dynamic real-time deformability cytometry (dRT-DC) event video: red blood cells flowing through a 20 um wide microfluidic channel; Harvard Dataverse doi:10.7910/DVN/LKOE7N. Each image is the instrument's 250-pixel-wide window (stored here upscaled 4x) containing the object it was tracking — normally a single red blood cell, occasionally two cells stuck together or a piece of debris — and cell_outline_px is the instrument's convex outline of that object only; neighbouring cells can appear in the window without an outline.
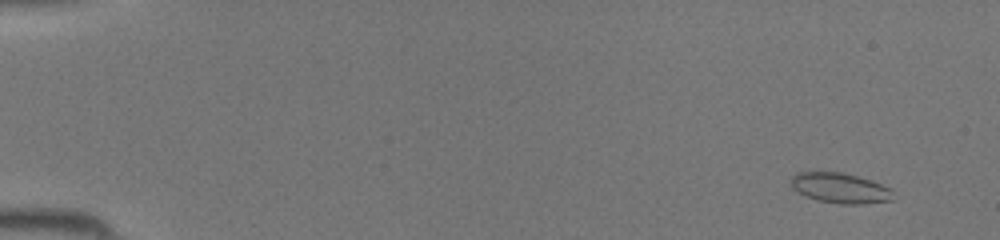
{"species": "common noctule bat (a hibernating species)", "species_latin": "Nyctalus noctula", "temperature_condition": "room temperature", "stored_images_in_passage": 46, "camera_frame_rate_fps": 3000, "um_per_image_px": 0.085, "animal": {"sex": "female", "body_mass_g": 19.5, "forearm_length_mm": 54.1}, "frame": {"image": 1, "passage_image": 4, "time_ms": 1.0, "image_size_px": [1000, 240], "cell_outline_px": [[892, 200], [860, 204], [840, 204], [820, 200], [808, 196], [792, 188], [792, 176], [796, 172], [840, 172], [872, 180], [892, 188]], "centroid_in_image_um": [71.45, 15.97], "position_along_channel_um": 13.6, "area_um2": 17.74}}
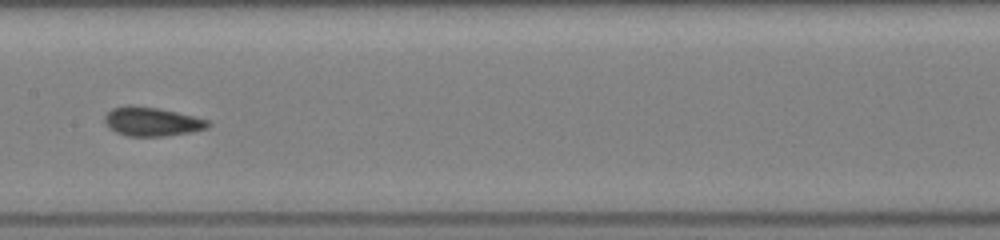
{"frame": {"image": 2, "passage_image": 25, "time_ms": 8.0, "image_size_px": [1000, 240], "cell_outline_px": [[212, 124], [208, 128], [192, 132], [164, 136], [128, 136], [116, 132], [108, 128], [104, 120], [104, 116], [112, 108], [128, 104], [132, 104], [160, 108], [208, 120]], "centroid_in_image_um": [12.89, 10.33], "position_along_channel_um": 194.5, "area_um2": 17.63}}
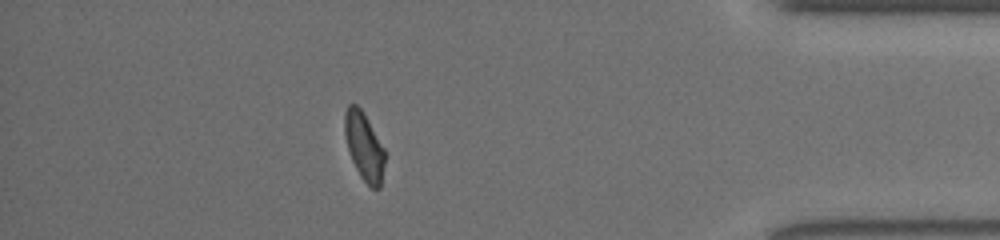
{"frame": {"image": 3, "passage_image": 41, "time_ms": 13.333, "image_size_px": [1000, 240], "cell_outline_px": [[384, 164], [380, 188], [372, 188], [360, 176], [352, 160], [348, 148], [344, 132], [344, 112], [348, 104], [356, 104], [364, 112], [384, 148]], "centroid_in_image_um": [30.93, 12.4], "position_along_channel_um": 404.3, "area_um2": 15.78}}